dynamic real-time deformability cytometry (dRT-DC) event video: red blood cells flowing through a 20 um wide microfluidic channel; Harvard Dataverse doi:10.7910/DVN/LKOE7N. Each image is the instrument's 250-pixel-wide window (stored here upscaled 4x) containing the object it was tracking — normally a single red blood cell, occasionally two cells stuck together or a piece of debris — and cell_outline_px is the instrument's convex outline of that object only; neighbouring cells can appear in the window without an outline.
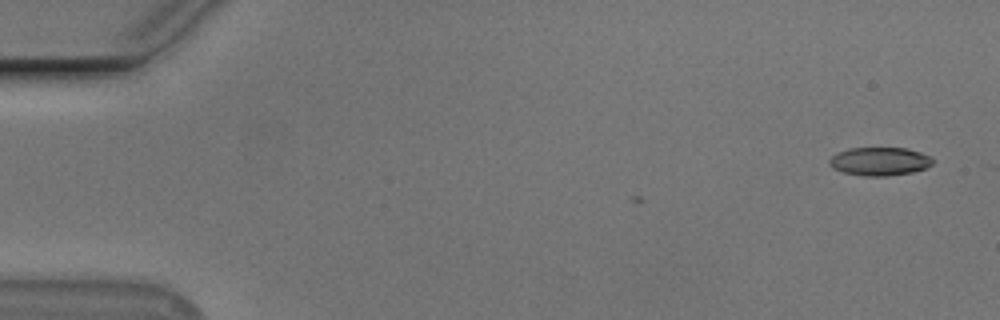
{"species": "Egyptian fruit bat (a non-hibernating species)", "species_latin": "Rousettus aegyptiacus", "temperature_condition": "cold", "stored_images_in_passage": 3, "camera_frame_rate_fps": 3000, "um_per_image_px": 0.085, "animal": {"sex": "male"}, "frame": {"image": 1, "passage_image": 1, "time_ms": 0.0, "image_size_px": [1000, 320], "cell_outline_px": [[932, 164], [924, 168], [912, 172], [884, 176], [864, 176], [844, 172], [832, 168], [828, 164], [828, 160], [836, 152], [848, 148], [908, 148], [932, 156]], "centroid_in_image_um": [74.73, 13.7], "position_along_channel_um": 10.3, "area_um2": 17.11}}